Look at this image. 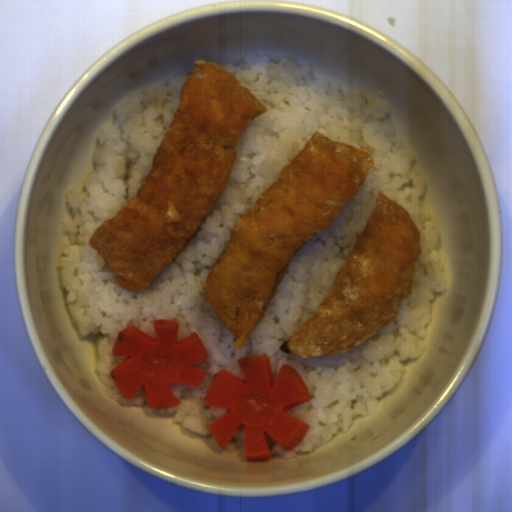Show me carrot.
<instances>
[{
    "mask_svg": "<svg viewBox=\"0 0 512 512\" xmlns=\"http://www.w3.org/2000/svg\"><path fill=\"white\" fill-rule=\"evenodd\" d=\"M243 380L220 369L206 388L204 402L227 408L208 429L223 450L243 427V455L248 462L271 460L266 432L285 450L305 438L309 425L289 411L310 399L309 389L295 368L282 364L274 382L268 355L245 356L237 361Z\"/></svg>",
    "mask_w": 512,
    "mask_h": 512,
    "instance_id": "obj_1",
    "label": "carrot"
},
{
    "mask_svg": "<svg viewBox=\"0 0 512 512\" xmlns=\"http://www.w3.org/2000/svg\"><path fill=\"white\" fill-rule=\"evenodd\" d=\"M151 336L135 325L117 336L112 353L123 360L110 371L122 397L132 401L142 388L148 409L165 410L180 405L171 384L201 387L205 369L196 366L208 358L197 332L179 339V321L154 319Z\"/></svg>",
    "mask_w": 512,
    "mask_h": 512,
    "instance_id": "obj_2",
    "label": "carrot"
}]
</instances>
